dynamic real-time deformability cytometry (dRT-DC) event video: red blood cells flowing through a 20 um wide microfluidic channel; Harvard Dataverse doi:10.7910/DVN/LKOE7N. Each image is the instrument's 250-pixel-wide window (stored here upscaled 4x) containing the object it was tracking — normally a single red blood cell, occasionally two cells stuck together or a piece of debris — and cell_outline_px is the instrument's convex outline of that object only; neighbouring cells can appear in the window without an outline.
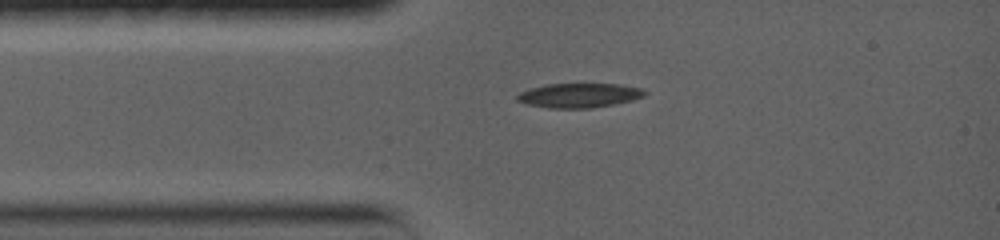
{"species": "common noctule bat (a hibernating species)", "species_latin": "Nyctalus noctula", "temperature_condition": "warm", "stored_images_in_passage": 80, "camera_frame_rate_fps": 5000, "um_per_image_px": 0.085, "animal": {"sex": "female", "body_mass_g": 19.0, "forearm_length_mm": 56.7}, "frame": {"image": 1, "passage_image": 1, "time_ms": 0.0, "image_size_px": [1000, 240], "cell_outline_px": [[648, 92], [644, 96], [632, 100], [612, 104], [588, 108], [548, 108], [528, 104], [516, 100], [516, 96], [520, 92], [532, 88], [548, 84], [620, 84], [640, 88]], "centroid_in_image_um": [49.23, 8.1], "position_along_channel_um": 35.8, "area_um2": 17.92}}
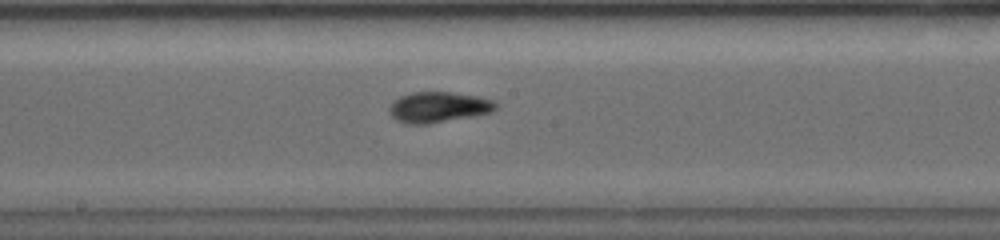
{"frame": {"image": 2, "passage_image": 26, "time_ms": 5.0, "image_size_px": [1000, 240], "cell_outline_px": [[496, 108], [492, 112], [472, 116], [428, 124], [404, 124], [396, 120], [388, 112], [388, 108], [400, 96], [412, 92], [452, 92], [480, 96], [496, 100]], "centroid_in_image_um": [37.28, 9.1], "position_along_channel_um": 210.9, "area_um2": 19.13}}
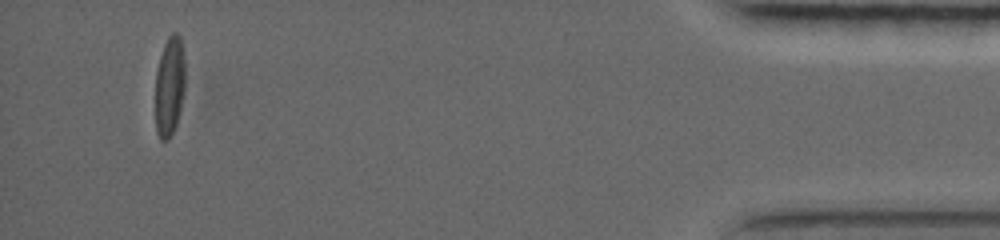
{"frame": {"image": 3, "passage_image": 70, "time_ms": 13.2, "image_size_px": [1000, 240], "cell_outline_px": [[184, 92], [180, 112], [176, 124], [168, 140], [160, 140], [156, 132], [156, 72], [160, 56], [164, 44], [168, 36], [172, 32], [176, 32], [180, 36], [184, 56]], "centroid_in_image_um": [14.41, 7.31], "position_along_channel_um": 420.8, "area_um2": 17.34}, "authors_computed_cell_mechanics": {"area_um2": 18.3226, "velocity_mm_per_s": 3.6573, "shape_relaxation_time_tau1_ms": 5.7642, "shape_relaxation_time_tau2_ms": 2.5052, "deformation_change_tau1": 0.225, "deformation_change_tau2": 0.062}}